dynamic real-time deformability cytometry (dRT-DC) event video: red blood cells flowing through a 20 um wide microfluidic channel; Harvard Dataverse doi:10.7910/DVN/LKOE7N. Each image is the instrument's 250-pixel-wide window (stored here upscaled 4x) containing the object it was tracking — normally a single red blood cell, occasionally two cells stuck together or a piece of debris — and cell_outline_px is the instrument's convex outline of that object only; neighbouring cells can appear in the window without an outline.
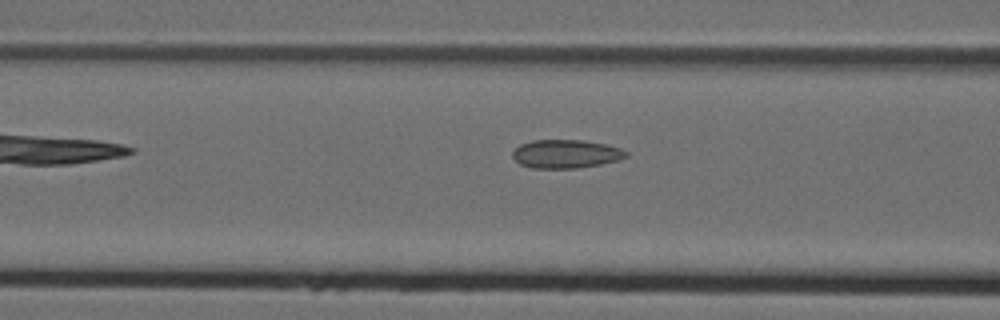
{"species": "Egyptian fruit bat (a non-hibernating species)", "species_latin": "Rousettus aegyptiacus", "temperature_condition": "cold", "stored_images_in_passage": 6, "camera_frame_rate_fps": 3000, "um_per_image_px": 0.085, "animal": {"sex": "female"}, "frame": {"image": 1, "passage_image": 5, "time_ms": 1.333, "image_size_px": [1000, 320], "cell_outline_px": [[628, 156], [616, 160], [600, 164], [576, 168], [532, 168], [520, 164], [512, 156], [512, 152], [520, 144], [532, 140], [580, 140], [608, 144], [620, 148], [628, 152]], "centroid_in_image_um": [48.09, 13.07], "position_along_channel_um": 118.5, "area_um2": 18.79}}
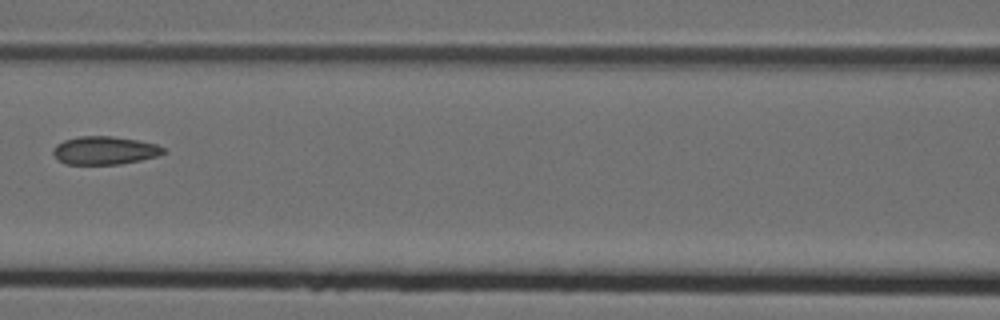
{"frame": {"image": 2, "passage_image": 6, "time_ms": 1.667, "image_size_px": [1000, 320], "cell_outline_px": [[168, 152], [156, 156], [140, 160], [120, 164], [64, 164], [52, 152], [52, 148], [56, 144], [64, 140], [80, 136], [112, 136], [136, 140], [156, 144], [164, 148]], "centroid_in_image_um": [8.89, 12.78], "position_along_channel_um": 157.7, "area_um2": 18.03}}